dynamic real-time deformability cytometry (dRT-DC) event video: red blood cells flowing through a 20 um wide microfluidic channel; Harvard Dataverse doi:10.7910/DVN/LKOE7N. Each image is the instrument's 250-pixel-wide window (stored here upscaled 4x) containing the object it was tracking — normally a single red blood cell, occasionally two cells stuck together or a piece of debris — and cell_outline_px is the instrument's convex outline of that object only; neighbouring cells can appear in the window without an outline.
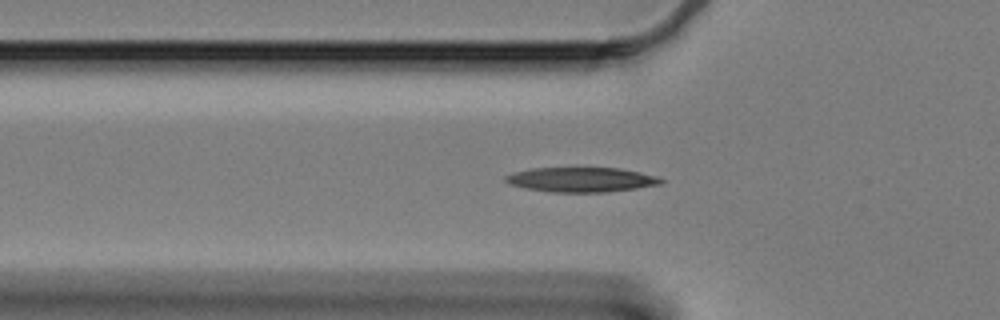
{"species": "Egyptian fruit bat (a non-hibernating species)", "species_latin": "Rousettus aegyptiacus", "temperature_condition": "cold", "stored_images_in_passage": 54, "camera_frame_rate_fps": 3000, "um_per_image_px": 0.085, "animal": {"sex": "female"}, "frame": {"image": 1, "passage_image": 19, "time_ms": 6.0, "image_size_px": [1000, 320], "cell_outline_px": [[664, 180], [660, 184], [636, 188], [604, 192], [552, 192], [524, 188], [512, 184], [504, 180], [504, 176], [516, 172], [532, 168], [620, 168], [640, 172], [656, 176]], "centroid_in_image_um": [49.41, 15.27], "position_along_channel_um": 76.4, "area_um2": 22.14}}
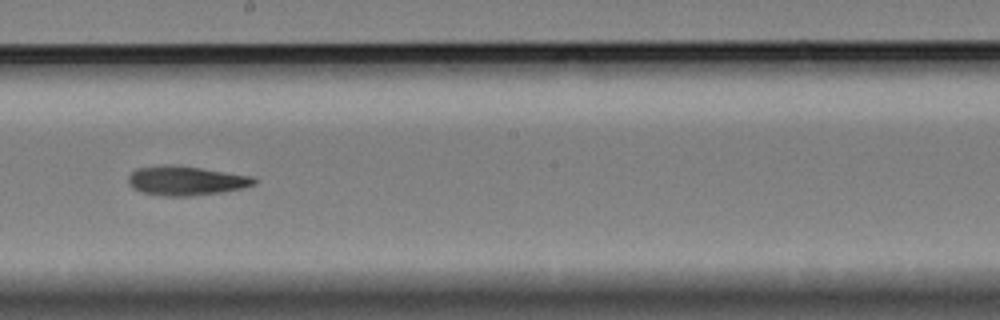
{"frame": {"image": 2, "passage_image": 33, "time_ms": 10.667, "image_size_px": [1000, 320], "cell_outline_px": [[256, 184], [244, 188], [220, 192], [192, 196], [160, 196], [140, 192], [132, 188], [128, 184], [128, 176], [136, 168], [164, 164], [172, 164], [256, 176]], "centroid_in_image_um": [15.8, 15.36], "position_along_channel_um": 232.4, "area_um2": 21.85}}
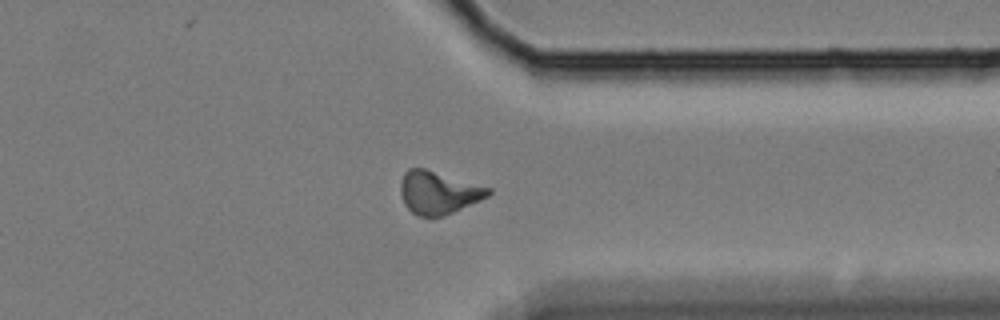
{"frame": {"image": 3, "passage_image": 46, "time_ms": 15.0, "image_size_px": [1000, 320], "cell_outline_px": [[492, 192], [488, 196], [480, 200], [444, 216], [420, 216], [412, 212], [404, 204], [400, 192], [400, 184], [404, 172], [408, 168], [424, 168], [492, 188]], "centroid_in_image_um": [37.25, 16.36], "position_along_channel_um": 374.1, "area_um2": 21.79}, "authors_computed_cell_mechanics": {"area_um2": 21.5016, "velocity_mm_per_s": 3.32, "shape_relaxation_time_tau1_ms": null, "shape_relaxation_time_tau2_ms": 10.073, "deformation_change_tau1": null, "deformation_change_tau2": 0.1957}}